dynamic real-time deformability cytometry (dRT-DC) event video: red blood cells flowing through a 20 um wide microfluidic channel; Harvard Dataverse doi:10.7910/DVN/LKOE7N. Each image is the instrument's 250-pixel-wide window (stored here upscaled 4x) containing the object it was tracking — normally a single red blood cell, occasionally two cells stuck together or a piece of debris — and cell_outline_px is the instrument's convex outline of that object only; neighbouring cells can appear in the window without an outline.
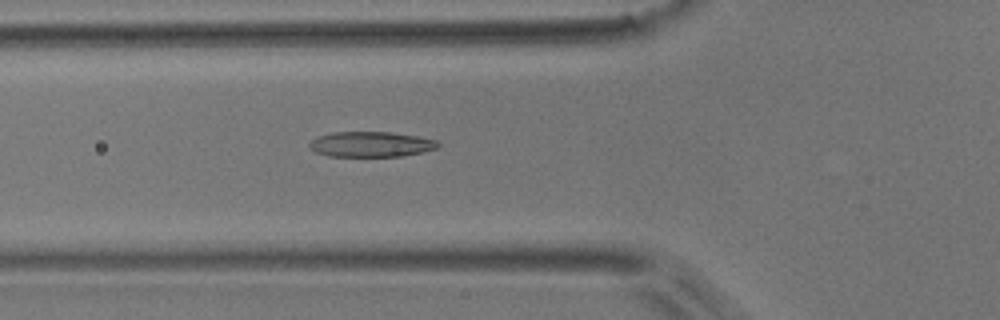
{"species": "common noctule bat (a hibernating species)", "species_latin": "Nyctalus noctula", "temperature_condition": "room temperature", "stored_images_in_passage": 4, "camera_frame_rate_fps": 3000, "um_per_image_px": 0.085, "animal": {"sex": "male", "body_mass_g": 17.9}, "frame": {"image": 1, "passage_image": 4, "time_ms": 3.333, "image_size_px": [1000, 320], "cell_outline_px": [[440, 144], [436, 148], [420, 152], [400, 156], [328, 156], [316, 152], [308, 148], [308, 144], [316, 136], [332, 132], [392, 132], [416, 136], [436, 140]], "centroid_in_image_um": [31.47, 12.25], "position_along_channel_um": 94.3, "area_um2": 18.9}}